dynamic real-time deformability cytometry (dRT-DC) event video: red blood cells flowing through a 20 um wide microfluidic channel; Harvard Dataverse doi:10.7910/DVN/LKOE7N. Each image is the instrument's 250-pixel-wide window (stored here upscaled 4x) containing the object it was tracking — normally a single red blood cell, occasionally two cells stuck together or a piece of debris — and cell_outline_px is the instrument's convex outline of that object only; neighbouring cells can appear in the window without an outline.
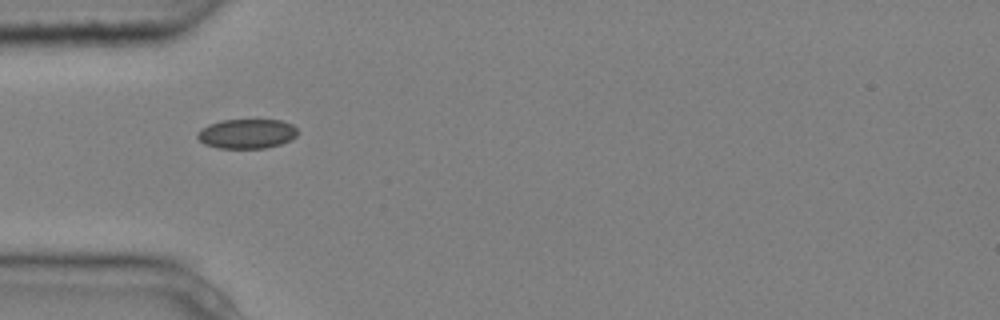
{"species": "common noctule bat (a hibernating species)", "species_latin": "Nyctalus noctula", "temperature_condition": "cold", "stored_images_in_passage": 3, "camera_frame_rate_fps": 3000, "um_per_image_px": 0.085, "animal": {"sex": "male", "body_mass_g": 20.4}, "frame": {"image": 1, "passage_image": 2, "time_ms": 0.333, "image_size_px": [1000, 320], "cell_outline_px": [[300, 132], [292, 140], [280, 144], [264, 148], [216, 148], [204, 144], [196, 136], [200, 128], [208, 124], [220, 120], [280, 120], [292, 124]], "centroid_in_image_um": [20.98, 11.36], "position_along_channel_um": 64.0, "area_um2": 17.46}}
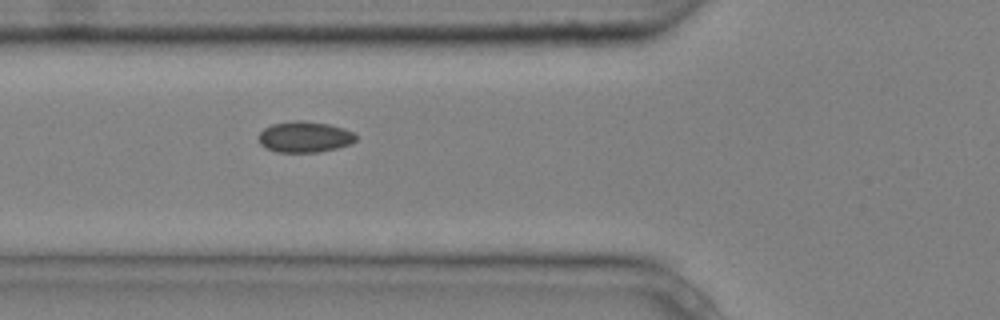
{"frame": {"image": 2, "passage_image": 3, "time_ms": 0.667, "image_size_px": [1000, 320], "cell_outline_px": [[356, 140], [352, 144], [336, 148], [316, 152], [276, 152], [260, 144], [260, 132], [264, 128], [272, 124], [296, 120], [300, 120], [328, 124], [344, 128], [352, 132], [356, 136]], "centroid_in_image_um": [25.91, 11.63], "position_along_channel_um": 99.9, "area_um2": 17.4}}